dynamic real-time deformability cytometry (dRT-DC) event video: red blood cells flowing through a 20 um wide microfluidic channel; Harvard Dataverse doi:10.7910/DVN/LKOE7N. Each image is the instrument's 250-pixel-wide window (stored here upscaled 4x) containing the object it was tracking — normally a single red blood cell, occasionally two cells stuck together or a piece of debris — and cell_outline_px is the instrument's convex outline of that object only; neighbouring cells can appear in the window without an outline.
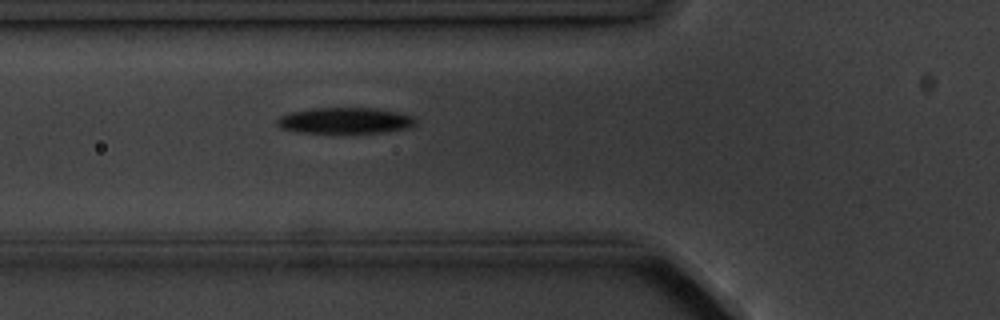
{"species": "common noctule bat (a hibernating species)", "species_latin": "Nyctalus noctula", "temperature_condition": "cold", "stored_images_in_passage": 10, "camera_frame_rate_fps": 3000, "um_per_image_px": 0.085, "animal": {"sex": "male", "body_mass_g": 20.1, "forearm_length_mm": 53.5}, "frame": {"image": 1, "passage_image": 9, "time_ms": 10.333, "image_size_px": [1000, 320], "cell_outline_px": [[416, 124], [412, 128], [384, 132], [300, 132], [280, 128], [276, 124], [276, 120], [280, 116], [292, 112], [312, 108], [376, 108], [396, 112], [412, 116], [416, 120]], "centroid_in_image_um": [29.35, 10.24], "position_along_channel_um": 96.4, "area_um2": 20.87}}